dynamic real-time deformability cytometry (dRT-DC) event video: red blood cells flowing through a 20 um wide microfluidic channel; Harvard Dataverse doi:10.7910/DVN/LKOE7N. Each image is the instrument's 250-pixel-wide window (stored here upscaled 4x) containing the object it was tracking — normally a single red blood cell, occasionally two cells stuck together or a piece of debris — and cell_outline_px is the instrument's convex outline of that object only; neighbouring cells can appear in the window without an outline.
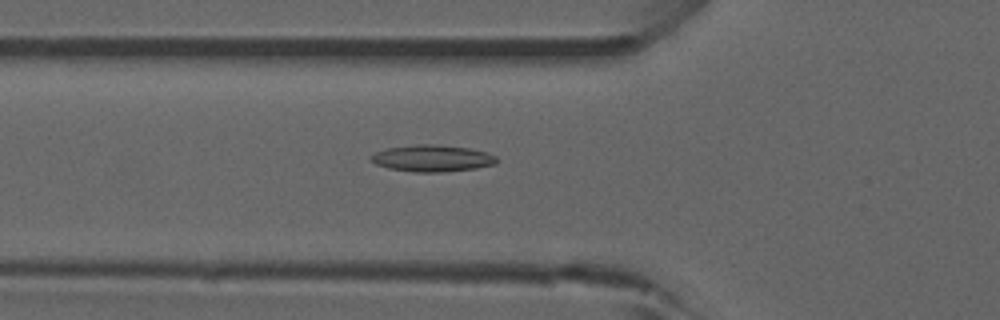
{"species": "common noctule bat (a hibernating species)", "species_latin": "Nyctalus noctula", "temperature_condition": "room temperature", "stored_images_in_passage": 49, "camera_frame_rate_fps": 3000, "um_per_image_px": 0.085, "animal": {"sex": "male", "forearm_length_mm": 52.5}, "frame": {"image": 1, "passage_image": 15, "time_ms": 4.667, "image_size_px": [1000, 320], "cell_outline_px": [[496, 164], [476, 168], [440, 172], [412, 172], [388, 168], [376, 164], [368, 156], [376, 152], [388, 148], [416, 144], [436, 144], [468, 148], [488, 152], [496, 156]], "centroid_in_image_um": [36.74, 13.45], "position_along_channel_um": 89.1, "area_um2": 19.54}, "authors_computed_cell_mechanics": {"area_um2": 17.6868, "velocity_mm_per_s": 3.9291, "shape_relaxation_time_tau1_ms": null, "shape_relaxation_time_tau2_ms": 6.1859, "deformation_change_tau1": null, "deformation_change_tau2": 0.1528}}